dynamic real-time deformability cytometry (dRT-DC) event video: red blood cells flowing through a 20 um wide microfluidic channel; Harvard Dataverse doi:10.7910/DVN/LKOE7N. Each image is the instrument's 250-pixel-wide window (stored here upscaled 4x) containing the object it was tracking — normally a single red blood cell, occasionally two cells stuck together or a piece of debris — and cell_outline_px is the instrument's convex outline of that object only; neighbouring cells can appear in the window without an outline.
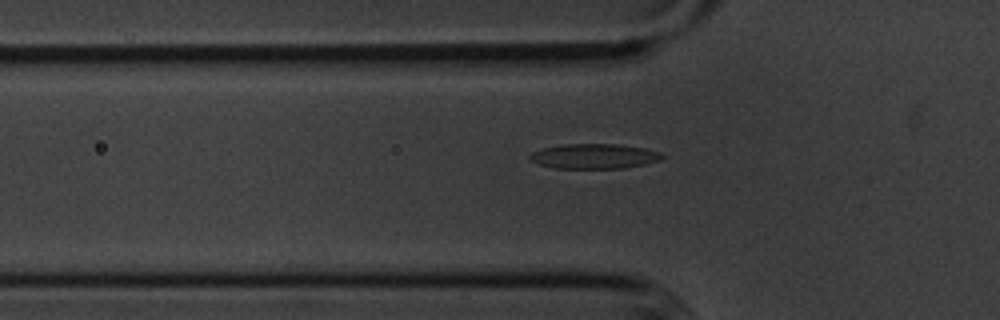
{"species": "common noctule bat (a hibernating species)", "species_latin": "Nyctalus noctula", "temperature_condition": "cold", "stored_images_in_passage": 41, "camera_frame_rate_fps": 3000, "um_per_image_px": 0.085, "animal": {"sex": "male", "body_mass_g": 20.1, "forearm_length_mm": 53.5}, "frame": {"image": 1, "passage_image": 4, "time_ms": 1.0, "image_size_px": [1000, 320], "cell_outline_px": [[664, 156], [660, 160], [644, 164], [624, 168], [552, 168], [536, 164], [528, 160], [528, 156], [532, 152], [544, 148], [564, 144], [616, 144], [644, 148], [660, 152]], "centroid_in_image_um": [50.45, 13.28], "position_along_channel_um": 75.3, "area_um2": 19.25}}
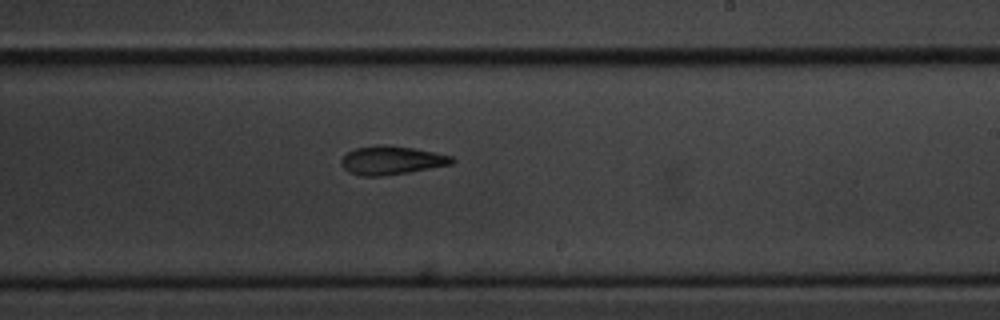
{"frame": {"image": 2, "passage_image": 19, "time_ms": 6.0, "image_size_px": [1000, 320], "cell_outline_px": [[456, 160], [452, 164], [408, 172], [384, 176], [360, 176], [348, 172], [340, 164], [340, 160], [348, 152], [356, 148], [376, 144], [388, 144], [412, 148], [452, 156]], "centroid_in_image_um": [33.24, 13.62], "position_along_channel_um": 255.8, "area_um2": 18.5}}
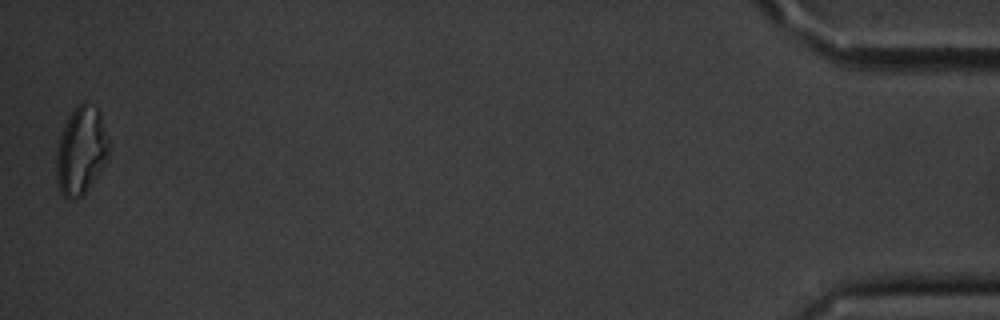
{"frame": {"image": 3, "passage_image": 41, "time_ms": 13.333, "image_size_px": [1000, 320], "cell_outline_px": [[108, 152], [104, 164], [84, 192], [76, 200], [68, 200], [60, 192], [56, 180], [56, 148], [60, 136], [72, 112], [84, 100], [96, 108], [100, 112], [108, 140]], "centroid_in_image_um": [6.86, 12.83], "position_along_channel_um": 428.3, "area_um2": 26.36}, "authors_computed_cell_mechanics": {"area_um2": 19.2474, "velocity_mm_per_s": 3.5861, "shape_relaxation_time_tau1_ms": 3.4269, "shape_relaxation_time_tau2_ms": 5.0665, "deformation_change_tau1": 0.1223, "deformation_change_tau2": 0.1419}}